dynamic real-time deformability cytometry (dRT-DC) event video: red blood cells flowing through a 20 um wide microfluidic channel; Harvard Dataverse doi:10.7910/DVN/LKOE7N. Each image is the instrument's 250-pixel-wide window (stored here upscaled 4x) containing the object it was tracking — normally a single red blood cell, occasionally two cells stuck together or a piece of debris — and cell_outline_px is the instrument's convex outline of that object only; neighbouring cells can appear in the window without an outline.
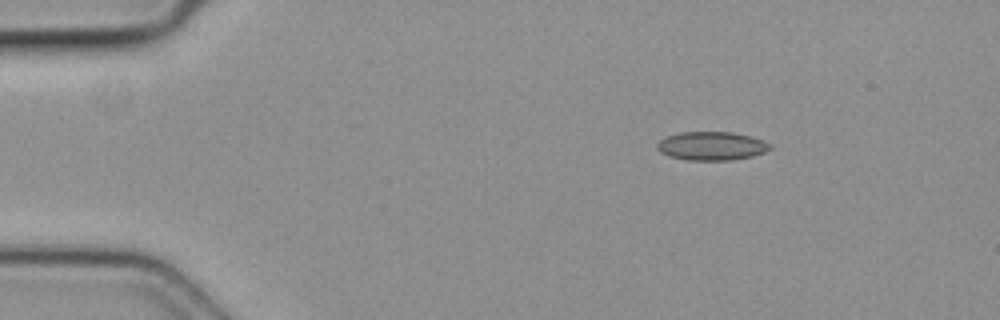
{"species": "common noctule bat (a hibernating species)", "species_latin": "Nyctalus noctula", "temperature_condition": "cold", "stored_images_in_passage": 46, "camera_frame_rate_fps": 3000, "um_per_image_px": 0.085, "animal": {"sex": "female", "body_mass_g": 19.3, "forearm_length_mm": 54.1}, "frame": {"image": 1, "passage_image": 1, "time_ms": 0.0, "image_size_px": [1000, 320], "cell_outline_px": [[772, 148], [764, 152], [752, 156], [732, 160], [688, 160], [668, 156], [660, 152], [656, 148], [656, 144], [660, 140], [668, 136], [680, 132], [732, 132], [764, 140], [772, 144]], "centroid_in_image_um": [60.49, 12.41], "position_along_channel_um": 24.5, "area_um2": 18.84}}
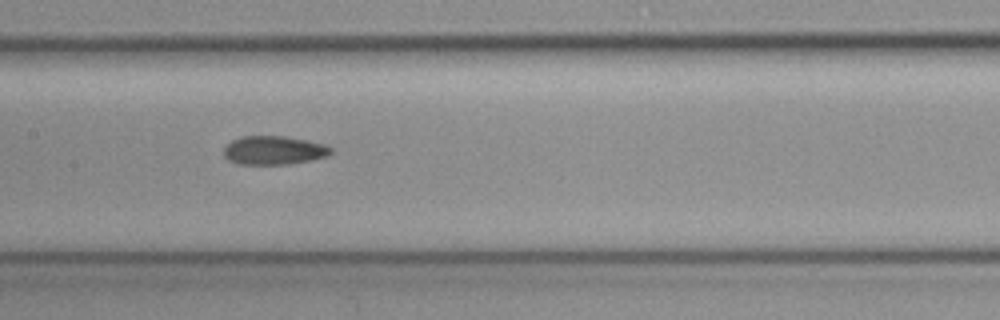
{"frame": {"image": 2, "passage_image": 19, "time_ms": 6.0, "image_size_px": [1000, 320], "cell_outline_px": [[332, 152], [328, 156], [312, 160], [288, 164], [240, 164], [228, 160], [224, 156], [224, 148], [232, 140], [240, 136], [284, 136], [324, 144], [332, 148]], "centroid_in_image_um": [23.27, 12.78], "position_along_channel_um": 184.1, "area_um2": 17.86}}
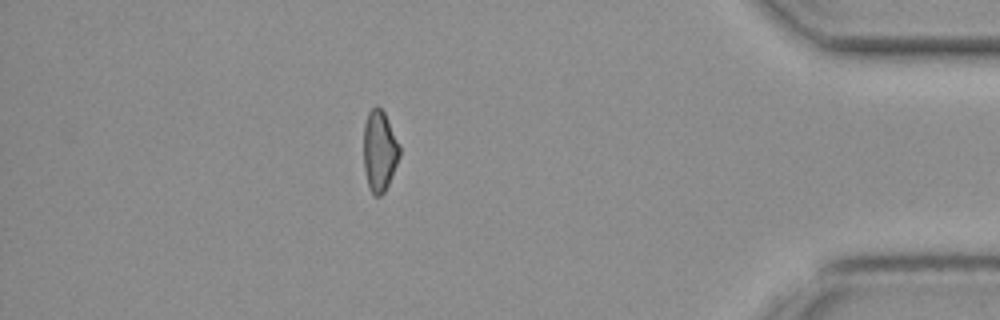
{"frame": {"image": 3, "passage_image": 39, "time_ms": 12.667, "image_size_px": [1000, 320], "cell_outline_px": [[400, 156], [388, 184], [384, 192], [380, 196], [372, 196], [368, 188], [364, 168], [364, 124], [368, 112], [376, 104], [384, 112], [400, 144]], "centroid_in_image_um": [32.25, 12.84], "position_along_channel_um": 402.9, "area_um2": 17.11}}